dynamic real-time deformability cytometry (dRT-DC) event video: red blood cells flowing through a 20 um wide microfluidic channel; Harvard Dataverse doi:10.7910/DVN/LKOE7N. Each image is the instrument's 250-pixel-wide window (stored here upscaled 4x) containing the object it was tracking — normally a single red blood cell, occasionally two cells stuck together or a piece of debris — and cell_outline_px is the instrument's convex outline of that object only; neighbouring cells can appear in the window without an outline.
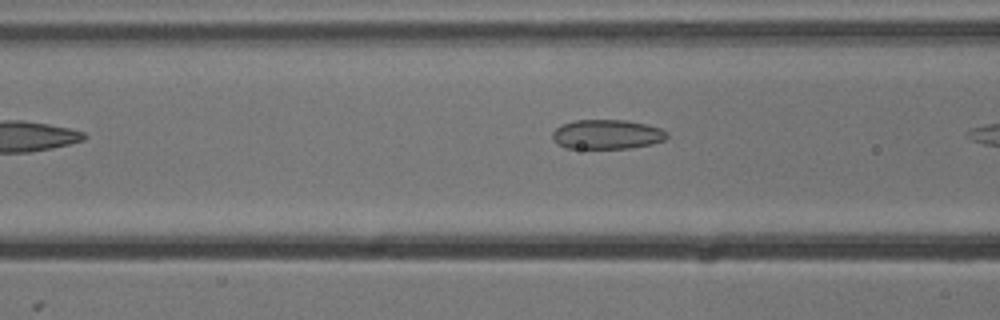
{"species": "common noctule bat (a hibernating species)", "species_latin": "Nyctalus noctula", "temperature_condition": "cold", "stored_images_in_passage": 4, "camera_frame_rate_fps": 3000, "um_per_image_px": 0.085, "animal": {"sex": "male", "body_mass_g": 13.3}, "frame": {"image": 1, "passage_image": 3, "time_ms": 0.667, "image_size_px": [1000, 320], "cell_outline_px": [[668, 136], [664, 140], [652, 144], [628, 148], [568, 148], [556, 144], [552, 140], [552, 132], [560, 124], [576, 120], [628, 120], [648, 124], [660, 128], [668, 132]], "centroid_in_image_um": [51.58, 11.41], "position_along_channel_um": 115.0, "area_um2": 19.88}}